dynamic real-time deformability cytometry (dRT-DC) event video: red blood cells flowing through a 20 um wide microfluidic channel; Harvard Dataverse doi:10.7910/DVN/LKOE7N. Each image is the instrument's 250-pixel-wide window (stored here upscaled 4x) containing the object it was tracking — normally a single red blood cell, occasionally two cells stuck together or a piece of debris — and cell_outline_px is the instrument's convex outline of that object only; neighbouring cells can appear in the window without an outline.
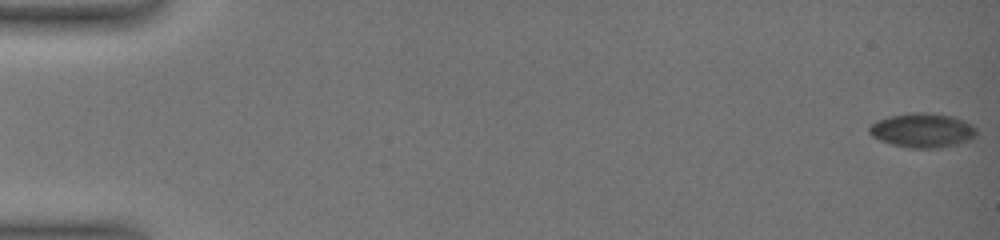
{"species": "common noctule bat (a hibernating species)", "species_latin": "Nyctalus noctula", "temperature_condition": "warm", "stored_images_in_passage": 51, "camera_frame_rate_fps": 3000, "um_per_image_px": 0.085, "animal": {"sex": "female", "body_mass_g": 19.0, "forearm_length_mm": 51.5}, "frame": {"image": 1, "passage_image": 1, "time_ms": 0.0, "image_size_px": [1000, 240], "cell_outline_px": [[976, 136], [968, 140], [956, 144], [940, 148], [908, 148], [892, 144], [880, 140], [872, 136], [868, 132], [868, 128], [876, 120], [888, 116], [908, 112], [928, 112], [952, 116], [964, 120], [972, 124], [976, 128]], "centroid_in_image_um": [78.39, 11.06], "position_along_channel_um": 6.6, "area_um2": 21.68}}
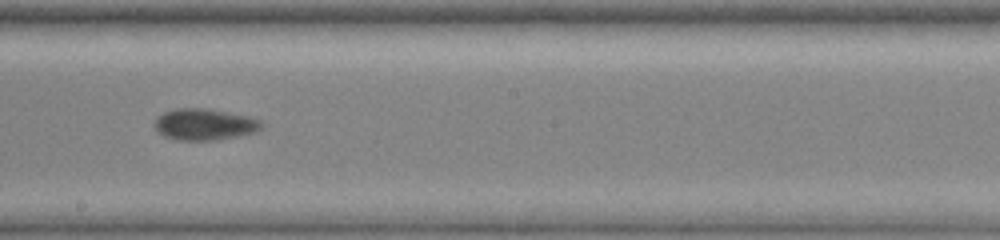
{"frame": {"image": 2, "passage_image": 32, "time_ms": 11.333, "image_size_px": [1000, 240], "cell_outline_px": [[260, 128], [256, 132], [236, 136], [208, 140], [184, 140], [164, 136], [156, 128], [156, 116], [164, 112], [176, 108], [208, 108], [252, 116], [260, 120]], "centroid_in_image_um": [17.4, 10.54], "position_along_channel_um": 230.8, "area_um2": 19.36}}
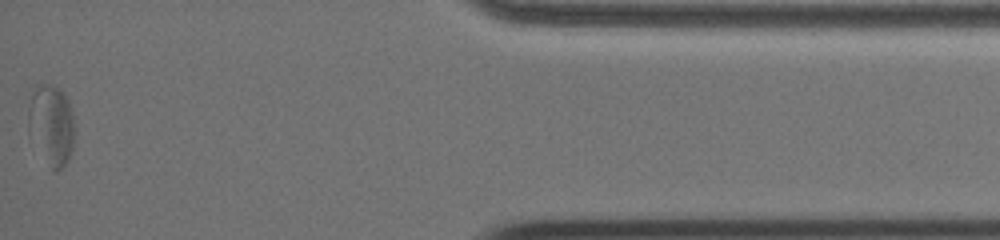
{"frame": {"image": 3, "passage_image": 51, "time_ms": 18.333, "image_size_px": [1000, 240], "cell_outline_px": [[72, 148], [68, 160], [60, 168], [52, 172], [28, 136], [28, 108], [36, 84], [48, 84], [64, 92], [68, 100], [72, 112]], "centroid_in_image_um": [4.31, 10.63], "position_along_channel_um": 430.9, "area_um2": 21.62}, "authors_computed_cell_mechanics": {"area_um2": 20.1144, "velocity_mm_per_s": 3.5756, "shape_relaxation_time_tau1_ms": null, "shape_relaxation_time_tau2_ms": 2.3086, "deformation_change_tau1": null, "deformation_change_tau2": 0.05}}